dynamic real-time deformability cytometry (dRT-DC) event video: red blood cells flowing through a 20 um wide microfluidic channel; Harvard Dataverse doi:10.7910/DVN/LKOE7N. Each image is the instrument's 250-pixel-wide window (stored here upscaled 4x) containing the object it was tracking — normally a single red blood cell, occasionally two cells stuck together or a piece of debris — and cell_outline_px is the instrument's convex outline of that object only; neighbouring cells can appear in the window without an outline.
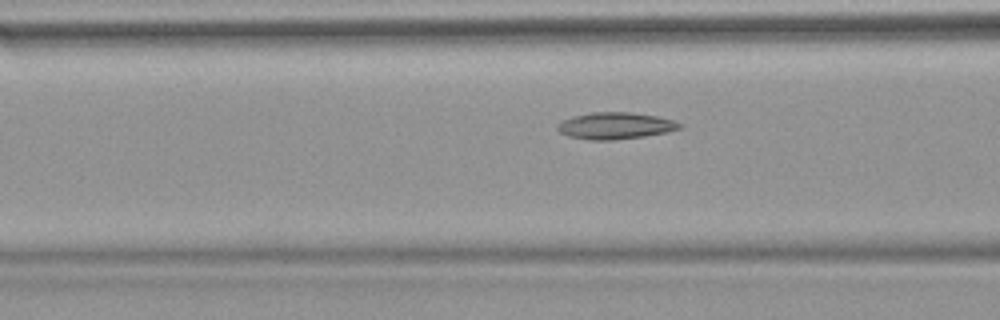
{"species": "common noctule bat (a hibernating species)", "species_latin": "Nyctalus noctula", "temperature_condition": "warm", "stored_images_in_passage": 53, "camera_frame_rate_fps": 3000, "um_per_image_px": 0.085, "animal": {"sex": "female", "body_mass_g": 18.4}, "frame": {"image": 1, "passage_image": 21, "time_ms": 6.667, "image_size_px": [1000, 320], "cell_outline_px": [[684, 128], [668, 132], [644, 136], [612, 140], [588, 140], [568, 136], [560, 132], [556, 128], [556, 124], [560, 120], [572, 116], [592, 112], [632, 112], [656, 116], [672, 120], [684, 124]], "centroid_in_image_um": [52.29, 10.68], "position_along_channel_um": 114.3, "area_um2": 19.31}}
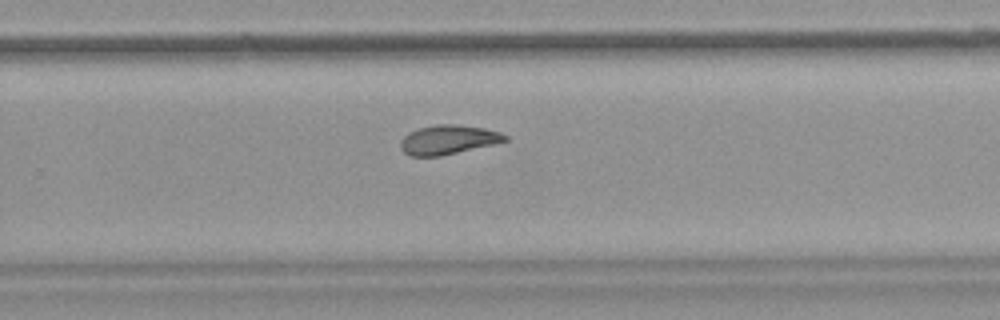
{"frame": {"image": 2, "passage_image": 35, "time_ms": 11.333, "image_size_px": [1000, 320], "cell_outline_px": [[508, 140], [496, 144], [440, 156], [408, 156], [400, 148], [400, 140], [408, 132], [420, 128], [436, 124], [456, 124], [484, 128], [500, 132], [508, 136]], "centroid_in_image_um": [38.09, 11.88], "position_along_channel_um": 291.7, "area_um2": 17.98}}
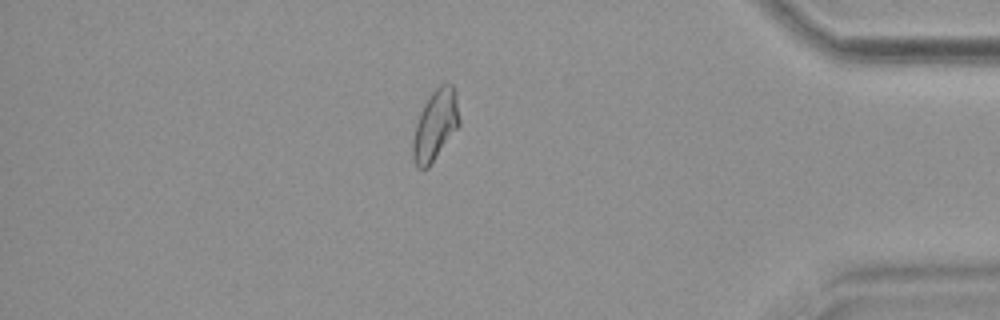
{"frame": {"image": 3, "passage_image": 46, "time_ms": 15.0, "image_size_px": [1000, 320], "cell_outline_px": [[460, 124], [428, 168], [416, 168], [412, 156], [412, 144], [416, 124], [420, 112], [428, 96], [440, 84], [452, 84], [456, 92], [460, 120]], "centroid_in_image_um": [37.0, 10.63], "position_along_channel_um": 398.2, "area_um2": 19.02}, "authors_computed_cell_mechanics": {"area_um2": 19.074, "velocity_mm_per_s": 3.8085, "shape_relaxation_time_tau1_ms": null, "shape_relaxation_time_tau2_ms": 3.2636, "deformation_change_tau1": null, "deformation_change_tau2": 0.0903}}